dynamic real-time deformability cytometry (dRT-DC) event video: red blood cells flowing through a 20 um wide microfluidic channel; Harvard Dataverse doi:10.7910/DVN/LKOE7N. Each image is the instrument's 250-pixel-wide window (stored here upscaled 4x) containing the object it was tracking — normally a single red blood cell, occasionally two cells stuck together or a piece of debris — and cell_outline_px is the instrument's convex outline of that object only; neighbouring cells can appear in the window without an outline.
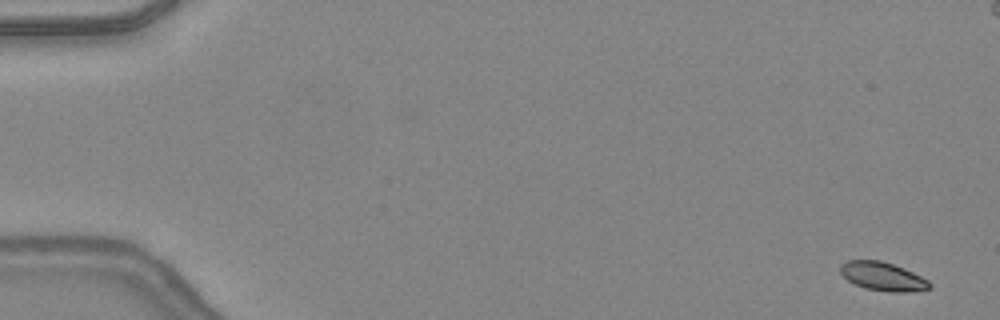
{"species": "common noctule bat (a hibernating species)", "species_latin": "Nyctalus noctula", "temperature_condition": "warm", "stored_images_in_passage": 24, "camera_frame_rate_fps": 3000, "um_per_image_px": 0.085, "animal": {"sex": "female", "body_mass_g": 24.6, "forearm_length_mm": 56.2}, "frame": {"image": 1, "passage_image": 2, "time_ms": 0.333, "image_size_px": [1000, 320], "cell_outline_px": [[932, 288], [904, 292], [892, 292], [864, 288], [848, 280], [840, 272], [840, 264], [848, 260], [880, 260], [904, 268], [928, 280], [932, 284]], "centroid_in_image_um": [75.03, 23.49], "position_along_channel_um": 10.0, "area_um2": 14.74}}
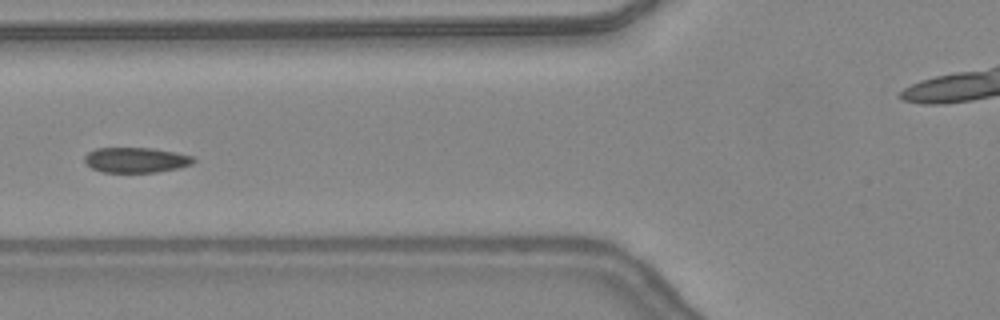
{"frame": {"image": 2, "passage_image": 20, "time_ms": 6.333, "image_size_px": [1000, 320], "cell_outline_px": [[196, 160], [192, 164], [180, 168], [156, 172], [100, 172], [92, 168], [84, 160], [84, 156], [88, 152], [96, 148], [152, 148], [176, 152], [192, 156]], "centroid_in_image_um": [11.57, 13.6], "position_along_channel_um": 114.2, "area_um2": 16.07}}
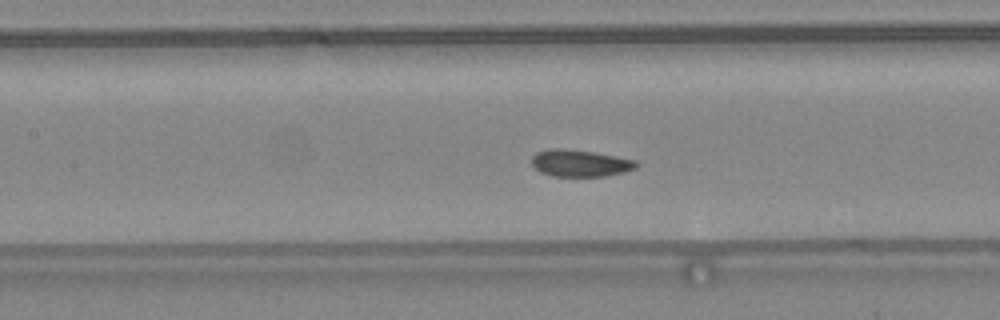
{"frame": {"image": 3, "passage_image": 23, "time_ms": 7.333, "image_size_px": [1000, 320], "cell_outline_px": [[636, 168], [624, 172], [604, 176], [552, 176], [540, 172], [532, 164], [532, 156], [536, 152], [552, 148], [564, 148], [592, 152], [616, 156], [636, 160]], "centroid_in_image_um": [49.28, 13.86], "position_along_channel_um": 158.1, "area_um2": 16.3}}